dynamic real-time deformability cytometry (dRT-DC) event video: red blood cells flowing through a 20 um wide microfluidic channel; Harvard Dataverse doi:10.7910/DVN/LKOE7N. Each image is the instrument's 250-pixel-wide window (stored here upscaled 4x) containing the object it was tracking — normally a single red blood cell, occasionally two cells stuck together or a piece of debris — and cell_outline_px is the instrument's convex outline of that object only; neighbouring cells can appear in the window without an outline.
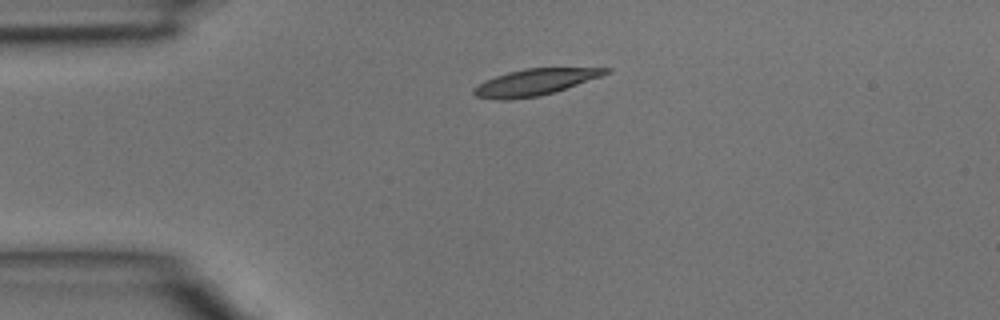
{"species": "common noctule bat (a hibernating species)", "species_latin": "Nyctalus noctula", "temperature_condition": "room temperature", "stored_images_in_passage": 3, "camera_frame_rate_fps": 3000, "um_per_image_px": 0.085, "animal": {"sex": "male", "body_mass_g": 15.6}, "frame": {"image": 1, "passage_image": 3, "time_ms": 0.667, "image_size_px": [1000, 320], "cell_outline_px": [[612, 72], [540, 96], [476, 96], [472, 92], [472, 88], [484, 80], [508, 72], [524, 68], [612, 68]], "centroid_in_image_um": [45.53, 6.91], "position_along_channel_um": 39.5, "area_um2": 19.02}}